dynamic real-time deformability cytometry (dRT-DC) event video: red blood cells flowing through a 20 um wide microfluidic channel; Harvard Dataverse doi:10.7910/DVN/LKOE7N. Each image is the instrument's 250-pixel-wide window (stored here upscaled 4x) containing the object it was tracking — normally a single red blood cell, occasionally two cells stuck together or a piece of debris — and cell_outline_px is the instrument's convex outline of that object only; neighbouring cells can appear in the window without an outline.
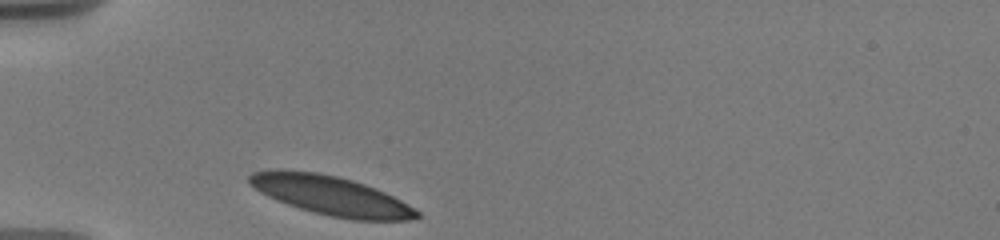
{"species": "human", "species_latin": "Homo sapiens", "temperature_condition": "warm", "stored_images_in_passage": 13, "camera_frame_rate_fps": 3000, "um_per_image_px": 0.085, "donor": {"sex": "male"}, "frame": {"image": 1, "passage_image": 1, "time_ms": 0.0, "image_size_px": [1000, 240], "cell_outline_px": [[420, 216], [416, 220], [352, 220], [312, 212], [276, 200], [260, 192], [248, 184], [248, 176], [252, 172], [268, 168], [280, 168], [316, 172], [336, 176], [352, 180], [376, 188], [400, 200], [420, 212]], "centroid_in_image_um": [28.07, 16.6], "position_along_channel_um": 56.9, "area_um2": 38.49}}
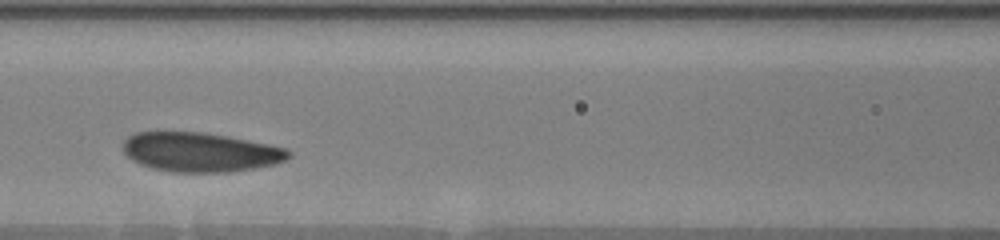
{"frame": {"image": 2, "passage_image": 10, "time_ms": 3.0, "image_size_px": [1000, 240], "cell_outline_px": [[292, 156], [276, 164], [256, 168], [232, 172], [172, 172], [152, 168], [140, 164], [132, 160], [124, 152], [124, 140], [128, 136], [136, 132], [204, 132], [228, 136], [288, 148], [292, 152]], "centroid_in_image_um": [17.07, 12.93], "position_along_channel_um": 149.5, "area_um2": 38.15}}
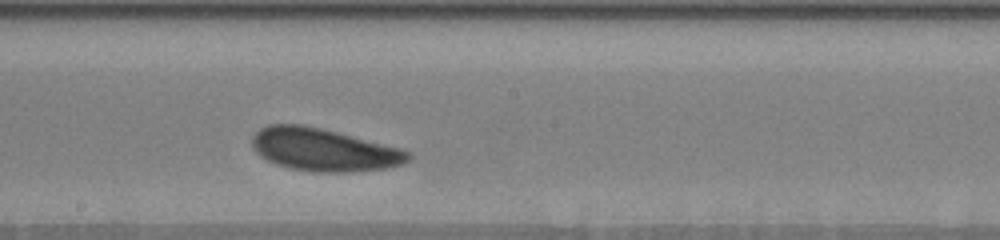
{"frame": {"image": 3, "passage_image": 13, "time_ms": 5.0, "image_size_px": [1000, 240], "cell_outline_px": [[412, 156], [404, 164], [388, 168], [352, 172], [312, 172], [292, 168], [276, 164], [260, 156], [252, 148], [252, 136], [260, 128], [268, 124], [300, 124], [320, 128], [400, 148], [408, 152]], "centroid_in_image_um": [27.5, 12.73], "position_along_channel_um": 220.7, "area_um2": 38.73}}